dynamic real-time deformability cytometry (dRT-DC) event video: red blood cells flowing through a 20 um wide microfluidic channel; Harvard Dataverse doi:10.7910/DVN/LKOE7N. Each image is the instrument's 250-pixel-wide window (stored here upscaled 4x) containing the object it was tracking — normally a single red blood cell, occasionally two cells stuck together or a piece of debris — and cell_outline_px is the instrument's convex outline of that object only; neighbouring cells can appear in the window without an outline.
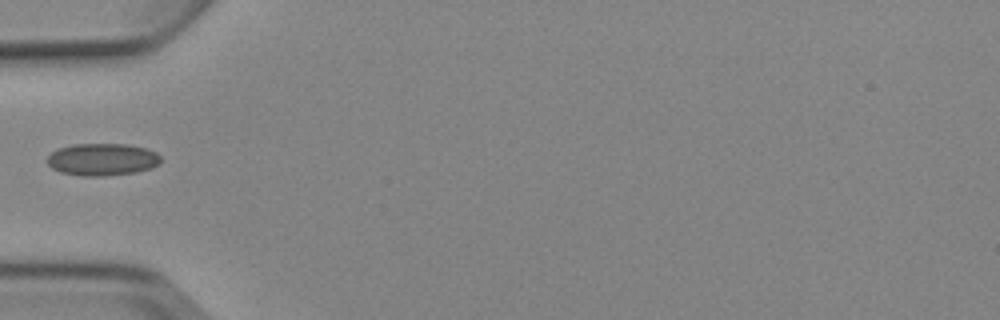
{"species": "Egyptian fruit bat (a non-hibernating species)", "species_latin": "Rousettus aegyptiacus", "temperature_condition": "cold", "stored_images_in_passage": 1, "camera_frame_rate_fps": 3000, "um_per_image_px": 0.085, "animal": {"sex": "female"}, "frame": {"image": 1, "passage_image": 1, "time_ms": 0.0, "image_size_px": [1000, 320], "cell_outline_px": [[160, 164], [152, 168], [136, 172], [104, 176], [80, 176], [60, 172], [52, 168], [48, 164], [48, 156], [52, 152], [60, 148], [72, 144], [128, 144], [144, 148], [156, 152], [160, 156]], "centroid_in_image_um": [8.71, 13.56], "position_along_channel_um": 76.3, "area_um2": 21.39}}